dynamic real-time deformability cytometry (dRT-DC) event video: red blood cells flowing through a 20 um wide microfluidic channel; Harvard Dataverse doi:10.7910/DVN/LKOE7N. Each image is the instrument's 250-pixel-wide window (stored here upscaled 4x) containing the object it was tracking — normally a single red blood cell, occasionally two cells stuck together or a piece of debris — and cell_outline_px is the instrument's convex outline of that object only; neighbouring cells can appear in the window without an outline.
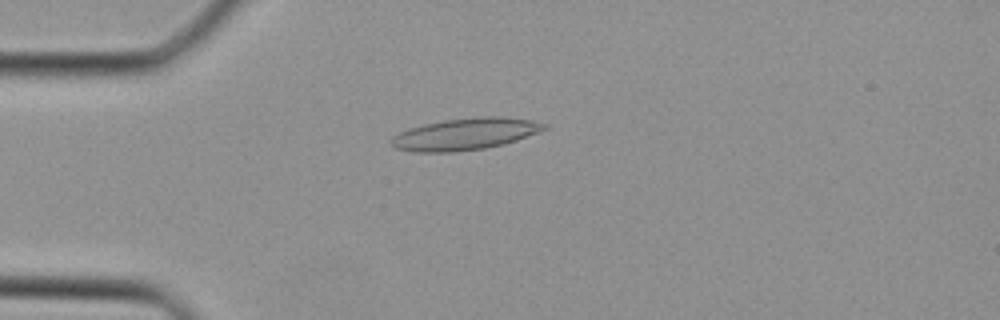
{"species": "Egyptian fruit bat (a non-hibernating species)", "species_latin": "Rousettus aegyptiacus", "temperature_condition": "cold", "stored_images_in_passage": 37, "camera_frame_rate_fps": 3000, "um_per_image_px": 0.085, "animal": {"sex": "female"}, "frame": {"image": 1, "passage_image": 8, "time_ms": 2.333, "image_size_px": [1000, 320], "cell_outline_px": [[548, 128], [516, 140], [504, 144], [484, 148], [456, 152], [412, 152], [392, 148], [388, 144], [388, 140], [392, 136], [408, 128], [424, 124], [444, 120], [476, 116], [500, 116], [532, 120], [548, 124]], "centroid_in_image_um": [39.47, 11.4], "position_along_channel_um": 45.5, "area_um2": 28.73}}
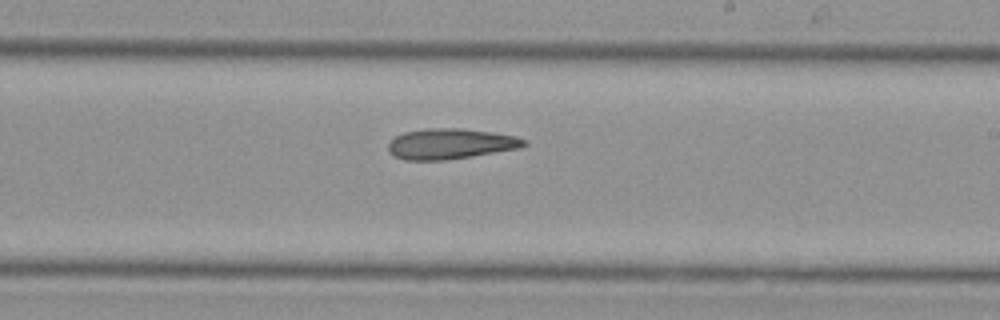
{"frame": {"image": 2, "passage_image": 21, "time_ms": 6.667, "image_size_px": [1000, 320], "cell_outline_px": [[528, 144], [520, 148], [448, 160], [404, 160], [392, 156], [388, 152], [388, 144], [396, 136], [404, 132], [428, 128], [460, 128], [492, 132], [516, 136], [528, 140]], "centroid_in_image_um": [38.29, 12.23], "position_along_channel_um": 250.7, "area_um2": 24.33}}
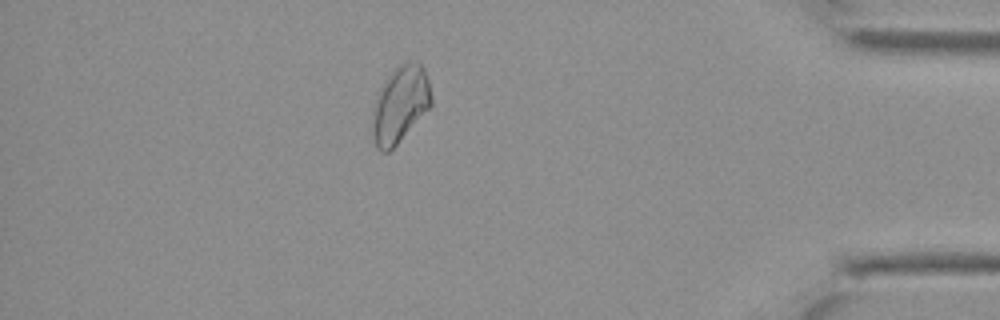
{"frame": {"image": 3, "passage_image": 32, "time_ms": 10.333, "image_size_px": [1000, 320], "cell_outline_px": [[432, 104], [396, 144], [388, 152], [380, 152], [376, 148], [372, 136], [372, 112], [380, 88], [396, 64], [412, 60], [416, 60], [424, 68], [428, 80], [432, 96]], "centroid_in_image_um": [34.0, 8.84], "position_along_channel_um": 401.2, "area_um2": 26.18}}